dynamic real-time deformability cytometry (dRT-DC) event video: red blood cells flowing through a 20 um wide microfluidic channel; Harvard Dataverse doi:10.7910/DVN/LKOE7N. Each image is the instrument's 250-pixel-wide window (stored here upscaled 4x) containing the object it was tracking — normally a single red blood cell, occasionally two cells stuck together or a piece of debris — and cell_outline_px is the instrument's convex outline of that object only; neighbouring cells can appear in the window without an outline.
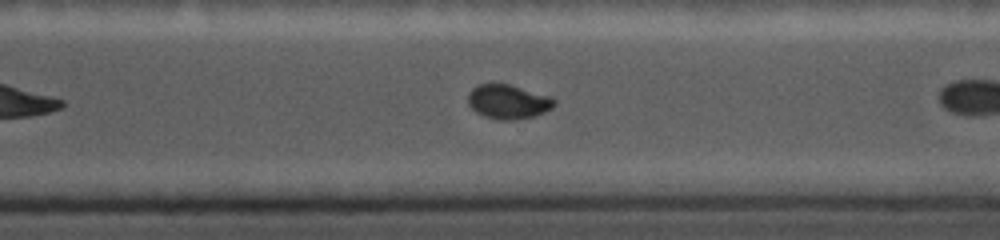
{"species": "common noctule bat (a hibernating species)", "species_latin": "Nyctalus noctula", "temperature_condition": "cold", "stored_images_in_passage": 26, "camera_frame_rate_fps": 5000, "um_per_image_px": 0.085, "animal": {"sex": "female", "body_mass_g": 19.0, "forearm_length_mm": 56.7}, "frame": {"image": 1, "passage_image": 15, "time_ms": 7.0, "image_size_px": [1000, 240], "cell_outline_px": [[556, 104], [552, 108], [544, 112], [532, 116], [512, 120], [500, 120], [484, 116], [476, 112], [468, 104], [468, 96], [472, 88], [480, 84], [492, 80], [512, 84], [548, 96], [556, 100]], "centroid_in_image_um": [43.16, 8.6], "position_along_channel_um": 327.4, "area_um2": 17.57}}
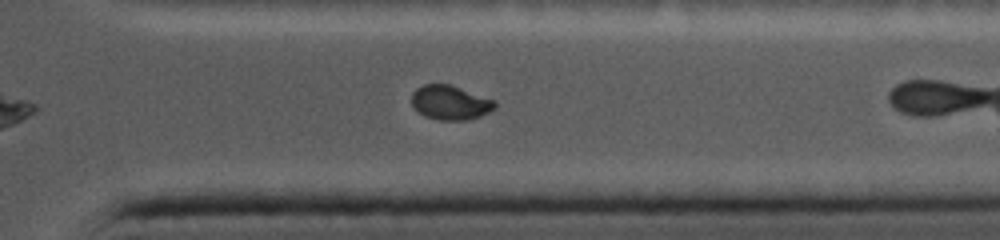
{"frame": {"image": 2, "passage_image": 19, "time_ms": 8.2, "image_size_px": [1000, 240], "cell_outline_px": [[496, 108], [480, 116], [468, 120], [440, 120], [424, 116], [412, 104], [412, 92], [416, 88], [424, 84], [448, 84], [496, 100]], "centroid_in_image_um": [38.28, 8.72], "position_along_channel_um": 373.1, "area_um2": 16.59}}